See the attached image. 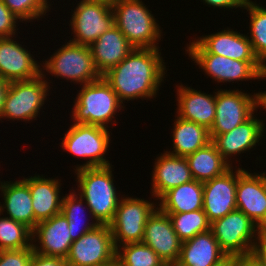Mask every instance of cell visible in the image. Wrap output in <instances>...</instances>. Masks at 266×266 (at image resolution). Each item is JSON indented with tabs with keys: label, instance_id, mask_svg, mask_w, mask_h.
Listing matches in <instances>:
<instances>
[{
	"label": "cell",
	"instance_id": "cell-1",
	"mask_svg": "<svg viewBox=\"0 0 266 266\" xmlns=\"http://www.w3.org/2000/svg\"><path fill=\"white\" fill-rule=\"evenodd\" d=\"M160 51L159 48H134L119 64L102 75L123 105L125 100H150L158 95L168 76Z\"/></svg>",
	"mask_w": 266,
	"mask_h": 266
},
{
	"label": "cell",
	"instance_id": "cell-2",
	"mask_svg": "<svg viewBox=\"0 0 266 266\" xmlns=\"http://www.w3.org/2000/svg\"><path fill=\"white\" fill-rule=\"evenodd\" d=\"M112 166L83 168L74 172L77 193L99 224H109L113 220L121 199L114 185Z\"/></svg>",
	"mask_w": 266,
	"mask_h": 266
},
{
	"label": "cell",
	"instance_id": "cell-3",
	"mask_svg": "<svg viewBox=\"0 0 266 266\" xmlns=\"http://www.w3.org/2000/svg\"><path fill=\"white\" fill-rule=\"evenodd\" d=\"M75 98L70 115L72 123L96 125L108 129L110 127L108 124L111 123L112 126L114 118L113 125L116 124L117 112L125 108L103 76L82 85Z\"/></svg>",
	"mask_w": 266,
	"mask_h": 266
},
{
	"label": "cell",
	"instance_id": "cell-4",
	"mask_svg": "<svg viewBox=\"0 0 266 266\" xmlns=\"http://www.w3.org/2000/svg\"><path fill=\"white\" fill-rule=\"evenodd\" d=\"M114 24L134 48H160L162 30L142 0H112Z\"/></svg>",
	"mask_w": 266,
	"mask_h": 266
},
{
	"label": "cell",
	"instance_id": "cell-5",
	"mask_svg": "<svg viewBox=\"0 0 266 266\" xmlns=\"http://www.w3.org/2000/svg\"><path fill=\"white\" fill-rule=\"evenodd\" d=\"M43 74L30 80L9 82L3 102L0 121H33L40 115V111L49 96L50 81ZM46 79V80H45ZM48 80V81H47Z\"/></svg>",
	"mask_w": 266,
	"mask_h": 266
},
{
	"label": "cell",
	"instance_id": "cell-6",
	"mask_svg": "<svg viewBox=\"0 0 266 266\" xmlns=\"http://www.w3.org/2000/svg\"><path fill=\"white\" fill-rule=\"evenodd\" d=\"M41 66L44 77L50 73L49 75L57 79L60 77L66 81L70 80V83L80 84V86L102 77L94 64L90 47L71 41L55 50Z\"/></svg>",
	"mask_w": 266,
	"mask_h": 266
},
{
	"label": "cell",
	"instance_id": "cell-7",
	"mask_svg": "<svg viewBox=\"0 0 266 266\" xmlns=\"http://www.w3.org/2000/svg\"><path fill=\"white\" fill-rule=\"evenodd\" d=\"M107 128L73 123L66 131L60 147L67 153L78 158L86 159L83 164L75 167V171L83 168L111 166L110 161L105 158L109 148L111 136Z\"/></svg>",
	"mask_w": 266,
	"mask_h": 266
},
{
	"label": "cell",
	"instance_id": "cell-8",
	"mask_svg": "<svg viewBox=\"0 0 266 266\" xmlns=\"http://www.w3.org/2000/svg\"><path fill=\"white\" fill-rule=\"evenodd\" d=\"M211 231L227 255L244 256L253 253L264 233L242 211L235 209L211 223Z\"/></svg>",
	"mask_w": 266,
	"mask_h": 266
},
{
	"label": "cell",
	"instance_id": "cell-9",
	"mask_svg": "<svg viewBox=\"0 0 266 266\" xmlns=\"http://www.w3.org/2000/svg\"><path fill=\"white\" fill-rule=\"evenodd\" d=\"M124 196V197H122ZM121 199L113 220L109 223L116 249L124 244L142 242L148 217L158 207V203L138 197Z\"/></svg>",
	"mask_w": 266,
	"mask_h": 266
},
{
	"label": "cell",
	"instance_id": "cell-10",
	"mask_svg": "<svg viewBox=\"0 0 266 266\" xmlns=\"http://www.w3.org/2000/svg\"><path fill=\"white\" fill-rule=\"evenodd\" d=\"M70 19L74 34L70 41L75 44L91 46L99 36L114 25L111 1L80 0Z\"/></svg>",
	"mask_w": 266,
	"mask_h": 266
},
{
	"label": "cell",
	"instance_id": "cell-11",
	"mask_svg": "<svg viewBox=\"0 0 266 266\" xmlns=\"http://www.w3.org/2000/svg\"><path fill=\"white\" fill-rule=\"evenodd\" d=\"M109 224H99L71 244L66 266H101L116 258Z\"/></svg>",
	"mask_w": 266,
	"mask_h": 266
},
{
	"label": "cell",
	"instance_id": "cell-12",
	"mask_svg": "<svg viewBox=\"0 0 266 266\" xmlns=\"http://www.w3.org/2000/svg\"><path fill=\"white\" fill-rule=\"evenodd\" d=\"M258 108V93H244L239 89L216 91V115L210 135L230 132L248 120Z\"/></svg>",
	"mask_w": 266,
	"mask_h": 266
},
{
	"label": "cell",
	"instance_id": "cell-13",
	"mask_svg": "<svg viewBox=\"0 0 266 266\" xmlns=\"http://www.w3.org/2000/svg\"><path fill=\"white\" fill-rule=\"evenodd\" d=\"M188 56L208 77L218 83L266 79V67L260 61H239L216 54Z\"/></svg>",
	"mask_w": 266,
	"mask_h": 266
},
{
	"label": "cell",
	"instance_id": "cell-14",
	"mask_svg": "<svg viewBox=\"0 0 266 266\" xmlns=\"http://www.w3.org/2000/svg\"><path fill=\"white\" fill-rule=\"evenodd\" d=\"M187 48V49H186ZM185 54H216L239 61H259L255 56L247 35L224 28L210 35H202L190 40Z\"/></svg>",
	"mask_w": 266,
	"mask_h": 266
},
{
	"label": "cell",
	"instance_id": "cell-15",
	"mask_svg": "<svg viewBox=\"0 0 266 266\" xmlns=\"http://www.w3.org/2000/svg\"><path fill=\"white\" fill-rule=\"evenodd\" d=\"M236 205L266 234V171L259 174L237 168Z\"/></svg>",
	"mask_w": 266,
	"mask_h": 266
},
{
	"label": "cell",
	"instance_id": "cell-16",
	"mask_svg": "<svg viewBox=\"0 0 266 266\" xmlns=\"http://www.w3.org/2000/svg\"><path fill=\"white\" fill-rule=\"evenodd\" d=\"M142 242L152 248L165 264L178 262L182 241L174 231L169 215L158 207L148 217Z\"/></svg>",
	"mask_w": 266,
	"mask_h": 266
},
{
	"label": "cell",
	"instance_id": "cell-17",
	"mask_svg": "<svg viewBox=\"0 0 266 266\" xmlns=\"http://www.w3.org/2000/svg\"><path fill=\"white\" fill-rule=\"evenodd\" d=\"M233 167L223 175L203 182V211L211 223L237 209V167L235 171Z\"/></svg>",
	"mask_w": 266,
	"mask_h": 266
},
{
	"label": "cell",
	"instance_id": "cell-18",
	"mask_svg": "<svg viewBox=\"0 0 266 266\" xmlns=\"http://www.w3.org/2000/svg\"><path fill=\"white\" fill-rule=\"evenodd\" d=\"M15 40V36L0 38V77L12 82L30 80L41 75L42 63L36 61L31 51Z\"/></svg>",
	"mask_w": 266,
	"mask_h": 266
},
{
	"label": "cell",
	"instance_id": "cell-19",
	"mask_svg": "<svg viewBox=\"0 0 266 266\" xmlns=\"http://www.w3.org/2000/svg\"><path fill=\"white\" fill-rule=\"evenodd\" d=\"M264 120L252 115L248 120L241 123L230 132L220 135H210L211 141L221 153L222 157L232 166V161L238 154L246 153L250 149L259 146L260 140L265 136ZM232 158V159H231ZM231 162V163H230Z\"/></svg>",
	"mask_w": 266,
	"mask_h": 266
},
{
	"label": "cell",
	"instance_id": "cell-20",
	"mask_svg": "<svg viewBox=\"0 0 266 266\" xmlns=\"http://www.w3.org/2000/svg\"><path fill=\"white\" fill-rule=\"evenodd\" d=\"M72 243L68 221L62 213L39 222L32 230L33 251L43 255L65 259Z\"/></svg>",
	"mask_w": 266,
	"mask_h": 266
},
{
	"label": "cell",
	"instance_id": "cell-21",
	"mask_svg": "<svg viewBox=\"0 0 266 266\" xmlns=\"http://www.w3.org/2000/svg\"><path fill=\"white\" fill-rule=\"evenodd\" d=\"M179 85V86H178ZM176 85L178 117L211 129L216 115V92L208 94L182 83Z\"/></svg>",
	"mask_w": 266,
	"mask_h": 266
},
{
	"label": "cell",
	"instance_id": "cell-22",
	"mask_svg": "<svg viewBox=\"0 0 266 266\" xmlns=\"http://www.w3.org/2000/svg\"><path fill=\"white\" fill-rule=\"evenodd\" d=\"M153 168L150 194L156 201L168 190L194 180L187 159L165 150L157 156Z\"/></svg>",
	"mask_w": 266,
	"mask_h": 266
},
{
	"label": "cell",
	"instance_id": "cell-23",
	"mask_svg": "<svg viewBox=\"0 0 266 266\" xmlns=\"http://www.w3.org/2000/svg\"><path fill=\"white\" fill-rule=\"evenodd\" d=\"M29 176L23 180L28 184L34 211V228L41 222L61 213V180L45 178L43 175Z\"/></svg>",
	"mask_w": 266,
	"mask_h": 266
},
{
	"label": "cell",
	"instance_id": "cell-24",
	"mask_svg": "<svg viewBox=\"0 0 266 266\" xmlns=\"http://www.w3.org/2000/svg\"><path fill=\"white\" fill-rule=\"evenodd\" d=\"M94 64L101 75L119 64L134 47L114 24L90 46Z\"/></svg>",
	"mask_w": 266,
	"mask_h": 266
},
{
	"label": "cell",
	"instance_id": "cell-25",
	"mask_svg": "<svg viewBox=\"0 0 266 266\" xmlns=\"http://www.w3.org/2000/svg\"><path fill=\"white\" fill-rule=\"evenodd\" d=\"M0 191L3 197L0 202V213H5L10 219L25 224L34 229V211L32 197L28 184L22 180L0 181Z\"/></svg>",
	"mask_w": 266,
	"mask_h": 266
},
{
	"label": "cell",
	"instance_id": "cell-26",
	"mask_svg": "<svg viewBox=\"0 0 266 266\" xmlns=\"http://www.w3.org/2000/svg\"><path fill=\"white\" fill-rule=\"evenodd\" d=\"M227 254L220 248L211 230L182 242L177 266H212Z\"/></svg>",
	"mask_w": 266,
	"mask_h": 266
},
{
	"label": "cell",
	"instance_id": "cell-27",
	"mask_svg": "<svg viewBox=\"0 0 266 266\" xmlns=\"http://www.w3.org/2000/svg\"><path fill=\"white\" fill-rule=\"evenodd\" d=\"M173 125V151H165L169 154L186 157L211 142L209 130L202 125L184 120L177 115Z\"/></svg>",
	"mask_w": 266,
	"mask_h": 266
},
{
	"label": "cell",
	"instance_id": "cell-28",
	"mask_svg": "<svg viewBox=\"0 0 266 266\" xmlns=\"http://www.w3.org/2000/svg\"><path fill=\"white\" fill-rule=\"evenodd\" d=\"M164 213H184L203 209V182L192 180L172 188L158 199Z\"/></svg>",
	"mask_w": 266,
	"mask_h": 266
},
{
	"label": "cell",
	"instance_id": "cell-29",
	"mask_svg": "<svg viewBox=\"0 0 266 266\" xmlns=\"http://www.w3.org/2000/svg\"><path fill=\"white\" fill-rule=\"evenodd\" d=\"M185 158L193 179L200 182L221 176L232 167L222 157L212 141Z\"/></svg>",
	"mask_w": 266,
	"mask_h": 266
},
{
	"label": "cell",
	"instance_id": "cell-30",
	"mask_svg": "<svg viewBox=\"0 0 266 266\" xmlns=\"http://www.w3.org/2000/svg\"><path fill=\"white\" fill-rule=\"evenodd\" d=\"M86 209L89 214L88 218L91 217V220L86 218L87 216H83V213H85ZM61 213L68 221L69 234L71 235L72 241L78 240L85 233L93 230L99 225V223L93 218L92 214L90 213L89 207L87 206L86 202L79 194H77V191H75L74 189H70V193L63 196Z\"/></svg>",
	"mask_w": 266,
	"mask_h": 266
},
{
	"label": "cell",
	"instance_id": "cell-31",
	"mask_svg": "<svg viewBox=\"0 0 266 266\" xmlns=\"http://www.w3.org/2000/svg\"><path fill=\"white\" fill-rule=\"evenodd\" d=\"M244 9L250 17V36L247 35V38L255 56L266 67V8L256 1L248 0Z\"/></svg>",
	"mask_w": 266,
	"mask_h": 266
},
{
	"label": "cell",
	"instance_id": "cell-32",
	"mask_svg": "<svg viewBox=\"0 0 266 266\" xmlns=\"http://www.w3.org/2000/svg\"><path fill=\"white\" fill-rule=\"evenodd\" d=\"M171 219L174 231L182 242L195 235L211 230V222L203 209L184 213H166Z\"/></svg>",
	"mask_w": 266,
	"mask_h": 266
},
{
	"label": "cell",
	"instance_id": "cell-33",
	"mask_svg": "<svg viewBox=\"0 0 266 266\" xmlns=\"http://www.w3.org/2000/svg\"><path fill=\"white\" fill-rule=\"evenodd\" d=\"M3 215V217H1ZM32 245V230L0 213V251L19 250Z\"/></svg>",
	"mask_w": 266,
	"mask_h": 266
},
{
	"label": "cell",
	"instance_id": "cell-34",
	"mask_svg": "<svg viewBox=\"0 0 266 266\" xmlns=\"http://www.w3.org/2000/svg\"><path fill=\"white\" fill-rule=\"evenodd\" d=\"M121 266H164L165 262L143 242L128 243L117 248Z\"/></svg>",
	"mask_w": 266,
	"mask_h": 266
},
{
	"label": "cell",
	"instance_id": "cell-35",
	"mask_svg": "<svg viewBox=\"0 0 266 266\" xmlns=\"http://www.w3.org/2000/svg\"><path fill=\"white\" fill-rule=\"evenodd\" d=\"M9 10L22 22L34 21L45 17L50 11L51 3L49 0H2Z\"/></svg>",
	"mask_w": 266,
	"mask_h": 266
},
{
	"label": "cell",
	"instance_id": "cell-36",
	"mask_svg": "<svg viewBox=\"0 0 266 266\" xmlns=\"http://www.w3.org/2000/svg\"><path fill=\"white\" fill-rule=\"evenodd\" d=\"M33 246L19 250H1L0 266H30Z\"/></svg>",
	"mask_w": 266,
	"mask_h": 266
},
{
	"label": "cell",
	"instance_id": "cell-37",
	"mask_svg": "<svg viewBox=\"0 0 266 266\" xmlns=\"http://www.w3.org/2000/svg\"><path fill=\"white\" fill-rule=\"evenodd\" d=\"M22 21L0 0V38L18 36L17 24Z\"/></svg>",
	"mask_w": 266,
	"mask_h": 266
},
{
	"label": "cell",
	"instance_id": "cell-38",
	"mask_svg": "<svg viewBox=\"0 0 266 266\" xmlns=\"http://www.w3.org/2000/svg\"><path fill=\"white\" fill-rule=\"evenodd\" d=\"M30 266H66L64 258L33 253Z\"/></svg>",
	"mask_w": 266,
	"mask_h": 266
},
{
	"label": "cell",
	"instance_id": "cell-39",
	"mask_svg": "<svg viewBox=\"0 0 266 266\" xmlns=\"http://www.w3.org/2000/svg\"><path fill=\"white\" fill-rule=\"evenodd\" d=\"M248 0H201L204 4H207L209 7L219 8V9H233L241 8L244 9Z\"/></svg>",
	"mask_w": 266,
	"mask_h": 266
},
{
	"label": "cell",
	"instance_id": "cell-40",
	"mask_svg": "<svg viewBox=\"0 0 266 266\" xmlns=\"http://www.w3.org/2000/svg\"><path fill=\"white\" fill-rule=\"evenodd\" d=\"M253 254L258 258V260L266 266V234H264L259 242L254 246Z\"/></svg>",
	"mask_w": 266,
	"mask_h": 266
},
{
	"label": "cell",
	"instance_id": "cell-41",
	"mask_svg": "<svg viewBox=\"0 0 266 266\" xmlns=\"http://www.w3.org/2000/svg\"><path fill=\"white\" fill-rule=\"evenodd\" d=\"M236 266H263V264L252 253L244 256H236Z\"/></svg>",
	"mask_w": 266,
	"mask_h": 266
},
{
	"label": "cell",
	"instance_id": "cell-42",
	"mask_svg": "<svg viewBox=\"0 0 266 266\" xmlns=\"http://www.w3.org/2000/svg\"><path fill=\"white\" fill-rule=\"evenodd\" d=\"M212 266H236V256L226 255L222 260L218 261Z\"/></svg>",
	"mask_w": 266,
	"mask_h": 266
},
{
	"label": "cell",
	"instance_id": "cell-43",
	"mask_svg": "<svg viewBox=\"0 0 266 266\" xmlns=\"http://www.w3.org/2000/svg\"><path fill=\"white\" fill-rule=\"evenodd\" d=\"M8 84L9 82L5 81L3 78L0 77V115L2 112L3 102Z\"/></svg>",
	"mask_w": 266,
	"mask_h": 266
},
{
	"label": "cell",
	"instance_id": "cell-44",
	"mask_svg": "<svg viewBox=\"0 0 266 266\" xmlns=\"http://www.w3.org/2000/svg\"><path fill=\"white\" fill-rule=\"evenodd\" d=\"M258 108L266 111V91L258 92Z\"/></svg>",
	"mask_w": 266,
	"mask_h": 266
},
{
	"label": "cell",
	"instance_id": "cell-45",
	"mask_svg": "<svg viewBox=\"0 0 266 266\" xmlns=\"http://www.w3.org/2000/svg\"><path fill=\"white\" fill-rule=\"evenodd\" d=\"M101 266H121V264H120L119 260L117 258H115L110 263H107V264L101 265Z\"/></svg>",
	"mask_w": 266,
	"mask_h": 266
},
{
	"label": "cell",
	"instance_id": "cell-46",
	"mask_svg": "<svg viewBox=\"0 0 266 266\" xmlns=\"http://www.w3.org/2000/svg\"><path fill=\"white\" fill-rule=\"evenodd\" d=\"M164 266H177L176 264H165Z\"/></svg>",
	"mask_w": 266,
	"mask_h": 266
}]
</instances>
